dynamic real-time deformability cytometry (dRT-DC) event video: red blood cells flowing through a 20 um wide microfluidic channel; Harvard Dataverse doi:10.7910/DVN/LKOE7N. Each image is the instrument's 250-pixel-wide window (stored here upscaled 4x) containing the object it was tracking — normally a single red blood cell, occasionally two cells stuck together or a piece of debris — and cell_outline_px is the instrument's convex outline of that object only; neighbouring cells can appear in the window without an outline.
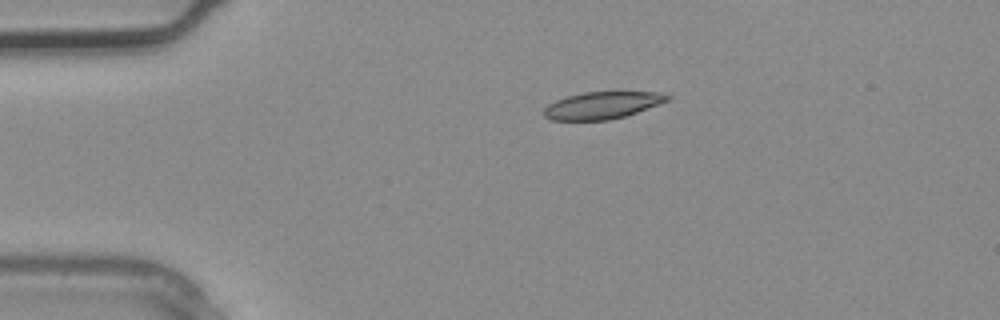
{"species": "common noctule bat (a hibernating species)", "species_latin": "Nyctalus noctula", "temperature_condition": "warm", "stored_images_in_passage": 3, "camera_frame_rate_fps": 3000, "um_per_image_px": 0.085, "animal": {"sex": "male", "body_mass_g": 20.4}, "frame": {"image": 1, "passage_image": 2, "time_ms": 0.333, "image_size_px": [1000, 320], "cell_outline_px": [[672, 96], [668, 100], [636, 112], [624, 116], [608, 120], [548, 120], [544, 116], [544, 108], [548, 104], [556, 100], [568, 96], [584, 92], [660, 92]], "centroid_in_image_um": [51.15, 8.95], "position_along_channel_um": 33.9, "area_um2": 19.31}}